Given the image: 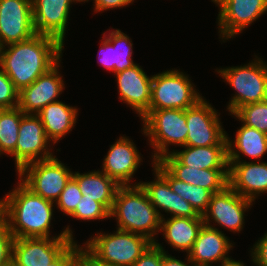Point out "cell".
<instances>
[{
	"label": "cell",
	"instance_id": "obj_16",
	"mask_svg": "<svg viewBox=\"0 0 267 266\" xmlns=\"http://www.w3.org/2000/svg\"><path fill=\"white\" fill-rule=\"evenodd\" d=\"M142 158L133 140L122 135L110 146L100 171L114 179L120 186L133 185L130 182L142 164Z\"/></svg>",
	"mask_w": 267,
	"mask_h": 266
},
{
	"label": "cell",
	"instance_id": "obj_41",
	"mask_svg": "<svg viewBox=\"0 0 267 266\" xmlns=\"http://www.w3.org/2000/svg\"><path fill=\"white\" fill-rule=\"evenodd\" d=\"M165 252L166 253L164 254V257H163L162 266H194L190 262L188 255L186 256L185 260L182 261L180 259H176L177 257L170 255L168 251H165Z\"/></svg>",
	"mask_w": 267,
	"mask_h": 266
},
{
	"label": "cell",
	"instance_id": "obj_6",
	"mask_svg": "<svg viewBox=\"0 0 267 266\" xmlns=\"http://www.w3.org/2000/svg\"><path fill=\"white\" fill-rule=\"evenodd\" d=\"M93 236L82 245L98 260L112 266H132L153 243L145 236L118 229Z\"/></svg>",
	"mask_w": 267,
	"mask_h": 266
},
{
	"label": "cell",
	"instance_id": "obj_9",
	"mask_svg": "<svg viewBox=\"0 0 267 266\" xmlns=\"http://www.w3.org/2000/svg\"><path fill=\"white\" fill-rule=\"evenodd\" d=\"M218 110L205 97L193 107L185 109L188 134L185 146L200 147L227 145L226 131L219 118Z\"/></svg>",
	"mask_w": 267,
	"mask_h": 266
},
{
	"label": "cell",
	"instance_id": "obj_35",
	"mask_svg": "<svg viewBox=\"0 0 267 266\" xmlns=\"http://www.w3.org/2000/svg\"><path fill=\"white\" fill-rule=\"evenodd\" d=\"M165 249L158 242L152 243L132 266H162Z\"/></svg>",
	"mask_w": 267,
	"mask_h": 266
},
{
	"label": "cell",
	"instance_id": "obj_12",
	"mask_svg": "<svg viewBox=\"0 0 267 266\" xmlns=\"http://www.w3.org/2000/svg\"><path fill=\"white\" fill-rule=\"evenodd\" d=\"M216 6L222 42L235 38L267 12V0H220Z\"/></svg>",
	"mask_w": 267,
	"mask_h": 266
},
{
	"label": "cell",
	"instance_id": "obj_33",
	"mask_svg": "<svg viewBox=\"0 0 267 266\" xmlns=\"http://www.w3.org/2000/svg\"><path fill=\"white\" fill-rule=\"evenodd\" d=\"M82 196L77 181L72 177L56 200V209H59L61 213L63 212V215L70 216L75 211Z\"/></svg>",
	"mask_w": 267,
	"mask_h": 266
},
{
	"label": "cell",
	"instance_id": "obj_3",
	"mask_svg": "<svg viewBox=\"0 0 267 266\" xmlns=\"http://www.w3.org/2000/svg\"><path fill=\"white\" fill-rule=\"evenodd\" d=\"M110 218L116 229L140 234L155 243L161 217L140 185L120 186L116 192Z\"/></svg>",
	"mask_w": 267,
	"mask_h": 266
},
{
	"label": "cell",
	"instance_id": "obj_42",
	"mask_svg": "<svg viewBox=\"0 0 267 266\" xmlns=\"http://www.w3.org/2000/svg\"><path fill=\"white\" fill-rule=\"evenodd\" d=\"M217 266H247L243 261L235 260L232 257L226 259L225 261L221 262L220 265Z\"/></svg>",
	"mask_w": 267,
	"mask_h": 266
},
{
	"label": "cell",
	"instance_id": "obj_27",
	"mask_svg": "<svg viewBox=\"0 0 267 266\" xmlns=\"http://www.w3.org/2000/svg\"><path fill=\"white\" fill-rule=\"evenodd\" d=\"M171 153L185 166L199 169H229L227 145L182 146Z\"/></svg>",
	"mask_w": 267,
	"mask_h": 266
},
{
	"label": "cell",
	"instance_id": "obj_34",
	"mask_svg": "<svg viewBox=\"0 0 267 266\" xmlns=\"http://www.w3.org/2000/svg\"><path fill=\"white\" fill-rule=\"evenodd\" d=\"M19 91L6 73L0 68V109H13L18 107Z\"/></svg>",
	"mask_w": 267,
	"mask_h": 266
},
{
	"label": "cell",
	"instance_id": "obj_10",
	"mask_svg": "<svg viewBox=\"0 0 267 266\" xmlns=\"http://www.w3.org/2000/svg\"><path fill=\"white\" fill-rule=\"evenodd\" d=\"M252 205L253 201L242 197L228 185L222 191L211 195L208 209L202 215L204 225L215 229L216 223L234 234L240 233L245 225V212H248Z\"/></svg>",
	"mask_w": 267,
	"mask_h": 266
},
{
	"label": "cell",
	"instance_id": "obj_7",
	"mask_svg": "<svg viewBox=\"0 0 267 266\" xmlns=\"http://www.w3.org/2000/svg\"><path fill=\"white\" fill-rule=\"evenodd\" d=\"M189 75L177 69L154 74L149 109H182L193 107L204 96L198 92ZM201 94V95H200Z\"/></svg>",
	"mask_w": 267,
	"mask_h": 266
},
{
	"label": "cell",
	"instance_id": "obj_28",
	"mask_svg": "<svg viewBox=\"0 0 267 266\" xmlns=\"http://www.w3.org/2000/svg\"><path fill=\"white\" fill-rule=\"evenodd\" d=\"M73 178L85 198H90L102 203L111 211L116 192L120 185L100 170L87 173L73 172Z\"/></svg>",
	"mask_w": 267,
	"mask_h": 266
},
{
	"label": "cell",
	"instance_id": "obj_11",
	"mask_svg": "<svg viewBox=\"0 0 267 266\" xmlns=\"http://www.w3.org/2000/svg\"><path fill=\"white\" fill-rule=\"evenodd\" d=\"M50 140L37 114H24L19 125L15 152L10 156L18 173L26 164L54 157Z\"/></svg>",
	"mask_w": 267,
	"mask_h": 266
},
{
	"label": "cell",
	"instance_id": "obj_15",
	"mask_svg": "<svg viewBox=\"0 0 267 266\" xmlns=\"http://www.w3.org/2000/svg\"><path fill=\"white\" fill-rule=\"evenodd\" d=\"M61 61L38 77L30 86L19 91L18 108L24 114H37L48 104L60 101L57 98L65 90V82L58 69L61 67Z\"/></svg>",
	"mask_w": 267,
	"mask_h": 266
},
{
	"label": "cell",
	"instance_id": "obj_30",
	"mask_svg": "<svg viewBox=\"0 0 267 266\" xmlns=\"http://www.w3.org/2000/svg\"><path fill=\"white\" fill-rule=\"evenodd\" d=\"M24 113L17 107L0 109V156H11L16 149L19 125Z\"/></svg>",
	"mask_w": 267,
	"mask_h": 266
},
{
	"label": "cell",
	"instance_id": "obj_21",
	"mask_svg": "<svg viewBox=\"0 0 267 266\" xmlns=\"http://www.w3.org/2000/svg\"><path fill=\"white\" fill-rule=\"evenodd\" d=\"M223 231L215 227L203 225L193 244L191 251L186 254L194 266H214L226 259L234 247L233 241L225 236Z\"/></svg>",
	"mask_w": 267,
	"mask_h": 266
},
{
	"label": "cell",
	"instance_id": "obj_18",
	"mask_svg": "<svg viewBox=\"0 0 267 266\" xmlns=\"http://www.w3.org/2000/svg\"><path fill=\"white\" fill-rule=\"evenodd\" d=\"M80 0H32L33 26L36 34L49 35L65 44L70 8Z\"/></svg>",
	"mask_w": 267,
	"mask_h": 266
},
{
	"label": "cell",
	"instance_id": "obj_37",
	"mask_svg": "<svg viewBox=\"0 0 267 266\" xmlns=\"http://www.w3.org/2000/svg\"><path fill=\"white\" fill-rule=\"evenodd\" d=\"M79 253L78 241L74 240L51 264L48 266H77Z\"/></svg>",
	"mask_w": 267,
	"mask_h": 266
},
{
	"label": "cell",
	"instance_id": "obj_44",
	"mask_svg": "<svg viewBox=\"0 0 267 266\" xmlns=\"http://www.w3.org/2000/svg\"><path fill=\"white\" fill-rule=\"evenodd\" d=\"M214 4H217L220 0H211Z\"/></svg>",
	"mask_w": 267,
	"mask_h": 266
},
{
	"label": "cell",
	"instance_id": "obj_45",
	"mask_svg": "<svg viewBox=\"0 0 267 266\" xmlns=\"http://www.w3.org/2000/svg\"><path fill=\"white\" fill-rule=\"evenodd\" d=\"M88 1H89V0H80L81 3H82V2H84V3L87 2V3H88Z\"/></svg>",
	"mask_w": 267,
	"mask_h": 266
},
{
	"label": "cell",
	"instance_id": "obj_36",
	"mask_svg": "<svg viewBox=\"0 0 267 266\" xmlns=\"http://www.w3.org/2000/svg\"><path fill=\"white\" fill-rule=\"evenodd\" d=\"M14 236L3 225L0 228V266L12 265V246Z\"/></svg>",
	"mask_w": 267,
	"mask_h": 266
},
{
	"label": "cell",
	"instance_id": "obj_29",
	"mask_svg": "<svg viewBox=\"0 0 267 266\" xmlns=\"http://www.w3.org/2000/svg\"><path fill=\"white\" fill-rule=\"evenodd\" d=\"M151 165L168 181L172 191L189 202L200 215L207 211L212 195L209 190L175 178L159 161Z\"/></svg>",
	"mask_w": 267,
	"mask_h": 266
},
{
	"label": "cell",
	"instance_id": "obj_40",
	"mask_svg": "<svg viewBox=\"0 0 267 266\" xmlns=\"http://www.w3.org/2000/svg\"><path fill=\"white\" fill-rule=\"evenodd\" d=\"M78 266H112L94 257L83 245H79Z\"/></svg>",
	"mask_w": 267,
	"mask_h": 266
},
{
	"label": "cell",
	"instance_id": "obj_43",
	"mask_svg": "<svg viewBox=\"0 0 267 266\" xmlns=\"http://www.w3.org/2000/svg\"><path fill=\"white\" fill-rule=\"evenodd\" d=\"M4 225V197L0 199V228Z\"/></svg>",
	"mask_w": 267,
	"mask_h": 266
},
{
	"label": "cell",
	"instance_id": "obj_2",
	"mask_svg": "<svg viewBox=\"0 0 267 266\" xmlns=\"http://www.w3.org/2000/svg\"><path fill=\"white\" fill-rule=\"evenodd\" d=\"M63 50L64 45L56 38L35 34L28 40L1 47L0 68L20 91L54 67Z\"/></svg>",
	"mask_w": 267,
	"mask_h": 266
},
{
	"label": "cell",
	"instance_id": "obj_39",
	"mask_svg": "<svg viewBox=\"0 0 267 266\" xmlns=\"http://www.w3.org/2000/svg\"><path fill=\"white\" fill-rule=\"evenodd\" d=\"M94 13L104 12L112 9L127 7L135 0H92Z\"/></svg>",
	"mask_w": 267,
	"mask_h": 266
},
{
	"label": "cell",
	"instance_id": "obj_1",
	"mask_svg": "<svg viewBox=\"0 0 267 266\" xmlns=\"http://www.w3.org/2000/svg\"><path fill=\"white\" fill-rule=\"evenodd\" d=\"M54 205V202L35 194L19 179L4 196V225L14 238L70 237L74 240L70 225L58 235L50 233Z\"/></svg>",
	"mask_w": 267,
	"mask_h": 266
},
{
	"label": "cell",
	"instance_id": "obj_5",
	"mask_svg": "<svg viewBox=\"0 0 267 266\" xmlns=\"http://www.w3.org/2000/svg\"><path fill=\"white\" fill-rule=\"evenodd\" d=\"M142 134L148 137L152 163L170 154L169 146H185L188 134L185 110L182 109H149L141 119Z\"/></svg>",
	"mask_w": 267,
	"mask_h": 266
},
{
	"label": "cell",
	"instance_id": "obj_22",
	"mask_svg": "<svg viewBox=\"0 0 267 266\" xmlns=\"http://www.w3.org/2000/svg\"><path fill=\"white\" fill-rule=\"evenodd\" d=\"M175 178L209 190L212 194L229 185V169H199L183 165L172 153L158 160Z\"/></svg>",
	"mask_w": 267,
	"mask_h": 266
},
{
	"label": "cell",
	"instance_id": "obj_24",
	"mask_svg": "<svg viewBox=\"0 0 267 266\" xmlns=\"http://www.w3.org/2000/svg\"><path fill=\"white\" fill-rule=\"evenodd\" d=\"M203 225V217H163L159 233H162L170 247L188 254Z\"/></svg>",
	"mask_w": 267,
	"mask_h": 266
},
{
	"label": "cell",
	"instance_id": "obj_14",
	"mask_svg": "<svg viewBox=\"0 0 267 266\" xmlns=\"http://www.w3.org/2000/svg\"><path fill=\"white\" fill-rule=\"evenodd\" d=\"M36 34L32 0H0V46L22 42Z\"/></svg>",
	"mask_w": 267,
	"mask_h": 266
},
{
	"label": "cell",
	"instance_id": "obj_13",
	"mask_svg": "<svg viewBox=\"0 0 267 266\" xmlns=\"http://www.w3.org/2000/svg\"><path fill=\"white\" fill-rule=\"evenodd\" d=\"M73 241L70 237L14 238L12 266H48Z\"/></svg>",
	"mask_w": 267,
	"mask_h": 266
},
{
	"label": "cell",
	"instance_id": "obj_8",
	"mask_svg": "<svg viewBox=\"0 0 267 266\" xmlns=\"http://www.w3.org/2000/svg\"><path fill=\"white\" fill-rule=\"evenodd\" d=\"M17 176L35 194L55 203L73 171L54 156L26 164Z\"/></svg>",
	"mask_w": 267,
	"mask_h": 266
},
{
	"label": "cell",
	"instance_id": "obj_38",
	"mask_svg": "<svg viewBox=\"0 0 267 266\" xmlns=\"http://www.w3.org/2000/svg\"><path fill=\"white\" fill-rule=\"evenodd\" d=\"M249 253L253 266H267V232L255 242Z\"/></svg>",
	"mask_w": 267,
	"mask_h": 266
},
{
	"label": "cell",
	"instance_id": "obj_25",
	"mask_svg": "<svg viewBox=\"0 0 267 266\" xmlns=\"http://www.w3.org/2000/svg\"><path fill=\"white\" fill-rule=\"evenodd\" d=\"M78 111L75 106L57 101L48 104L37 113L44 126L45 134L52 144L58 143L76 126Z\"/></svg>",
	"mask_w": 267,
	"mask_h": 266
},
{
	"label": "cell",
	"instance_id": "obj_4",
	"mask_svg": "<svg viewBox=\"0 0 267 266\" xmlns=\"http://www.w3.org/2000/svg\"><path fill=\"white\" fill-rule=\"evenodd\" d=\"M243 66L217 68L215 71L224 82L235 90L227 104L229 114L247 104L267 99V62L257 55Z\"/></svg>",
	"mask_w": 267,
	"mask_h": 266
},
{
	"label": "cell",
	"instance_id": "obj_31",
	"mask_svg": "<svg viewBox=\"0 0 267 266\" xmlns=\"http://www.w3.org/2000/svg\"><path fill=\"white\" fill-rule=\"evenodd\" d=\"M232 115L242 124L267 134V99L242 106Z\"/></svg>",
	"mask_w": 267,
	"mask_h": 266
},
{
	"label": "cell",
	"instance_id": "obj_17",
	"mask_svg": "<svg viewBox=\"0 0 267 266\" xmlns=\"http://www.w3.org/2000/svg\"><path fill=\"white\" fill-rule=\"evenodd\" d=\"M119 99L141 119L148 113L151 101L152 77L139 64L115 73Z\"/></svg>",
	"mask_w": 267,
	"mask_h": 266
},
{
	"label": "cell",
	"instance_id": "obj_20",
	"mask_svg": "<svg viewBox=\"0 0 267 266\" xmlns=\"http://www.w3.org/2000/svg\"><path fill=\"white\" fill-rule=\"evenodd\" d=\"M229 186L242 197L255 202L267 193V162L228 161ZM258 197V198H257Z\"/></svg>",
	"mask_w": 267,
	"mask_h": 266
},
{
	"label": "cell",
	"instance_id": "obj_23",
	"mask_svg": "<svg viewBox=\"0 0 267 266\" xmlns=\"http://www.w3.org/2000/svg\"><path fill=\"white\" fill-rule=\"evenodd\" d=\"M108 30L102 36L98 61L107 71L115 74L136 64L132 58L133 43L120 29Z\"/></svg>",
	"mask_w": 267,
	"mask_h": 266
},
{
	"label": "cell",
	"instance_id": "obj_26",
	"mask_svg": "<svg viewBox=\"0 0 267 266\" xmlns=\"http://www.w3.org/2000/svg\"><path fill=\"white\" fill-rule=\"evenodd\" d=\"M241 125L236 130L234 140H231L226 133L228 161H243V156L260 161L267 153V134L244 124Z\"/></svg>",
	"mask_w": 267,
	"mask_h": 266
},
{
	"label": "cell",
	"instance_id": "obj_32",
	"mask_svg": "<svg viewBox=\"0 0 267 266\" xmlns=\"http://www.w3.org/2000/svg\"><path fill=\"white\" fill-rule=\"evenodd\" d=\"M70 217L81 221H102L103 219H110V211L102 203L85 198L83 195Z\"/></svg>",
	"mask_w": 267,
	"mask_h": 266
},
{
	"label": "cell",
	"instance_id": "obj_19",
	"mask_svg": "<svg viewBox=\"0 0 267 266\" xmlns=\"http://www.w3.org/2000/svg\"><path fill=\"white\" fill-rule=\"evenodd\" d=\"M152 168L154 174L153 181H139L133 183V185H140L142 187L161 218L164 217V214L161 213L163 211L167 215L169 213L170 217H203L189 202L173 192L168 181L154 167Z\"/></svg>",
	"mask_w": 267,
	"mask_h": 266
}]
</instances>
